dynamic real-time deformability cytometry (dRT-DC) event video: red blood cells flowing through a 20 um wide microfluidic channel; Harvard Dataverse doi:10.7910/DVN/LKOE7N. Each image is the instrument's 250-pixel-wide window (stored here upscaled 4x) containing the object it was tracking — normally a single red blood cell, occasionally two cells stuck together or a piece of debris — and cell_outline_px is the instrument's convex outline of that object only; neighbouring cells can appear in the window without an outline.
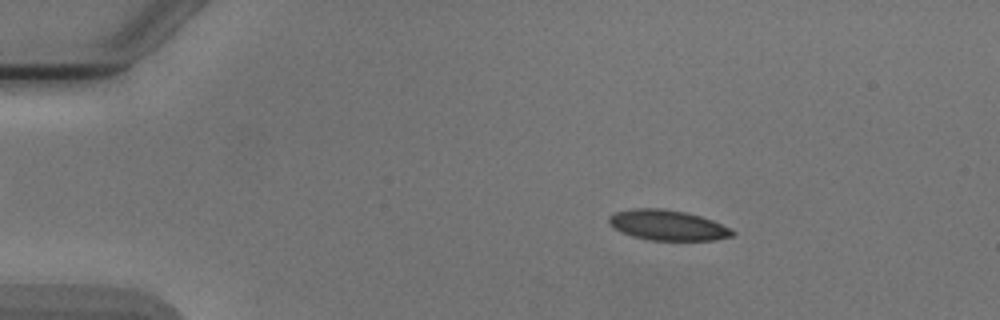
{"species": "Egyptian fruit bat (a non-hibernating species)", "species_latin": "Rousettus aegyptiacus", "temperature_condition": "cold", "stored_images_in_passage": 5, "camera_frame_rate_fps": 3000, "um_per_image_px": 0.085, "animal": {"sex": "male"}, "frame": {"image": 1, "passage_image": 3, "time_ms": 2.333, "image_size_px": [1000, 320], "cell_outline_px": [[736, 232], [732, 236], [716, 240], [652, 240], [632, 236], [620, 232], [608, 224], [608, 216], [616, 212], [632, 208], [664, 208], [684, 212], [700, 216], [712, 220]], "centroid_in_image_um": [56.7, 19.14], "position_along_channel_um": 28.3, "area_um2": 21.79}}